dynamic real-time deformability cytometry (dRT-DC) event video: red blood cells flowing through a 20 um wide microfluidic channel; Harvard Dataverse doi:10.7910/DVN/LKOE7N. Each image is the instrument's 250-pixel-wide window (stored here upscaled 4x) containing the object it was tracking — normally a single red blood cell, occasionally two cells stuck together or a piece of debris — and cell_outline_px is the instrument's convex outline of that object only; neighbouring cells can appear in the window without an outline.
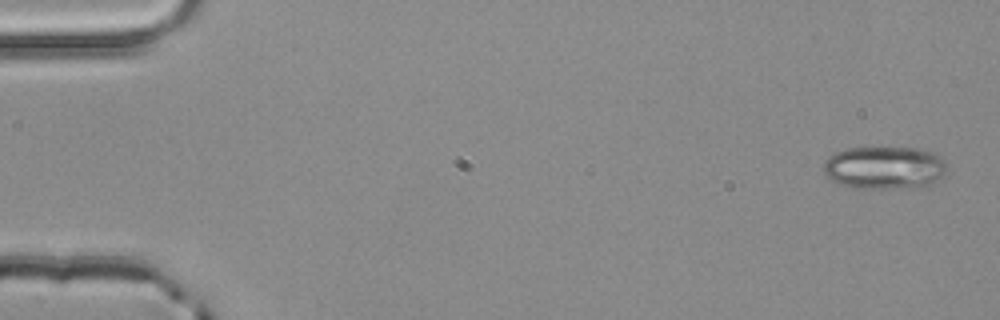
{"species": "common noctule bat (a hibernating species)", "species_latin": "Nyctalus noctula", "temperature_condition": "room temperature", "stored_images_in_passage": 5, "camera_frame_rate_fps": 3000, "um_per_image_px": 0.085, "animal": {"sex": "male", "body_mass_g": 20.4}, "frame": {"image": 1, "passage_image": 1, "time_ms": 0.0, "image_size_px": [1000, 320], "cell_outline_px": [[948, 168], [928, 188], [852, 188], [840, 184], [824, 176], [824, 160], [828, 156], [836, 152], [848, 148], [920, 148], [932, 152], [940, 156], [944, 160]], "centroid_in_image_um": [75.18, 14.27], "position_along_channel_um": 9.8, "area_um2": 31.21}}